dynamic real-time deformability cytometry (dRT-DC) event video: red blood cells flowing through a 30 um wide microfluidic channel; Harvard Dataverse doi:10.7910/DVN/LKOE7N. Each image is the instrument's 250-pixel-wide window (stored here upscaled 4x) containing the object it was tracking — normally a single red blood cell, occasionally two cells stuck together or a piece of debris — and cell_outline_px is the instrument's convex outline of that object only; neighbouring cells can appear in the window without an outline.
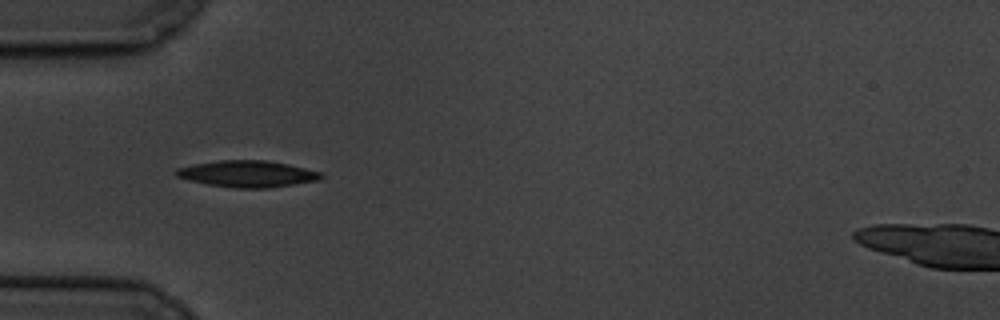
{"species": "common noctule bat (a hibernating species)", "species_latin": "Nyctalus noctula", "temperature_condition": "cold", "stored_images_in_passage": 9, "camera_frame_rate_fps": 3000, "um_per_image_px": 0.085, "animal": {"sex": "male", "body_mass_g": 19.5, "forearm_length_mm": 54.6}, "frame": {"image": 1, "passage_image": 5, "time_ms": 5.333, "image_size_px": [1000, 320], "cell_outline_px": [[324, 176], [320, 180], [268, 188], [232, 188], [208, 184], [188, 180], [176, 176], [172, 172], [176, 168], [196, 164], [220, 160], [268, 160], [288, 164], [324, 172]], "centroid_in_image_um": [21.06, 14.78], "position_along_channel_um": 63.9, "area_um2": 22.6}}
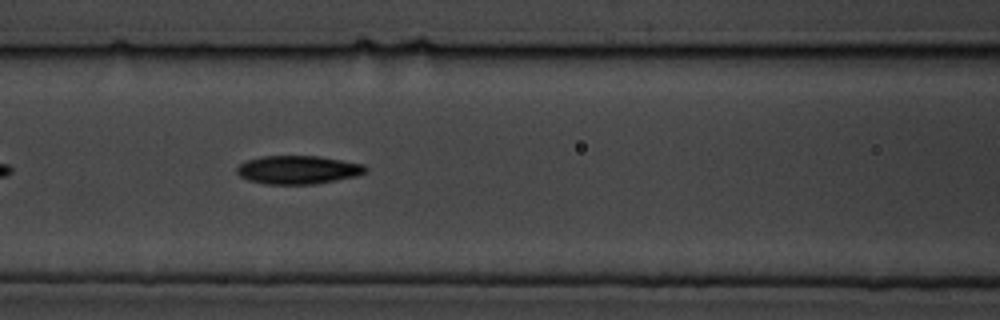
{"frame": {"image": 2, "passage_image": 7, "time_ms": 7.667, "image_size_px": [1000, 320], "cell_outline_px": [[368, 172], [356, 176], [316, 184], [264, 184], [248, 180], [240, 176], [236, 172], [236, 168], [240, 164], [248, 160], [260, 156], [320, 156], [364, 164], [368, 168]], "centroid_in_image_um": [25.35, 14.43], "position_along_channel_um": 141.2, "area_um2": 21.44}}
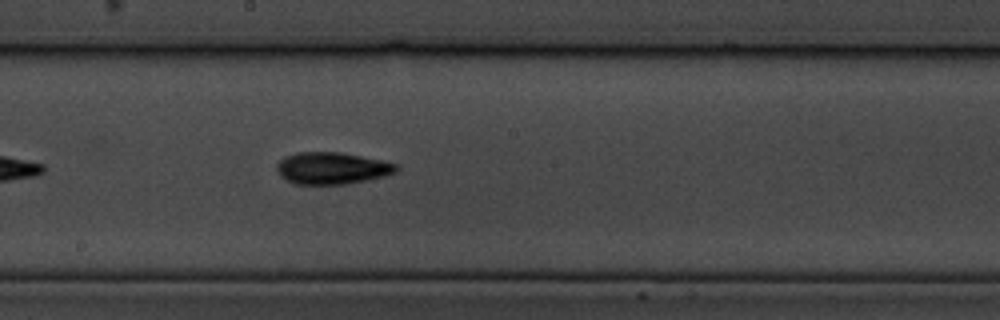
{"frame": {"image": 3, "passage_image": 9, "time_ms": 10.0, "image_size_px": [1000, 320], "cell_outline_px": [[400, 168], [396, 172], [384, 176], [368, 180], [344, 184], [296, 184], [280, 176], [276, 168], [276, 164], [284, 156], [296, 152], [340, 152], [380, 160], [396, 164]], "centroid_in_image_um": [28.2, 14.29], "position_along_channel_um": 220.0, "area_um2": 22.2}}